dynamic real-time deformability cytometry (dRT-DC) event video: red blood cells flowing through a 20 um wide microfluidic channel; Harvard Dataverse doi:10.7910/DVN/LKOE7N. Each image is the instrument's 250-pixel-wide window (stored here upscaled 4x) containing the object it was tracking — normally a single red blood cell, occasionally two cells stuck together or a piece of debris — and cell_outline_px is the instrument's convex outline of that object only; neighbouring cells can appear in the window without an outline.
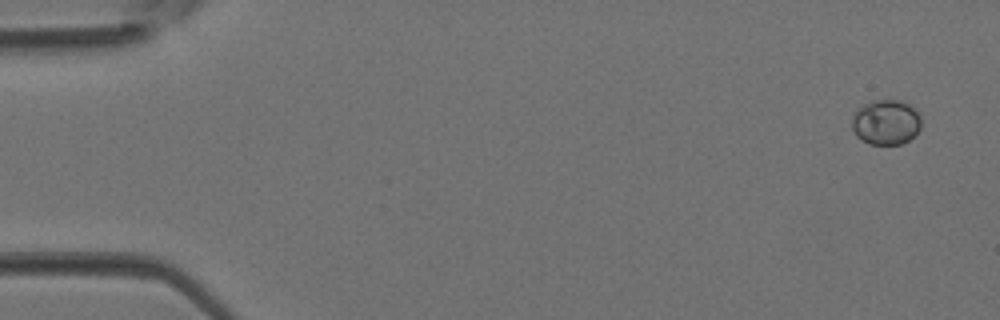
{"species": "Egyptian fruit bat (a non-hibernating species)", "species_latin": "Rousettus aegyptiacus", "temperature_condition": "room temperature", "stored_images_in_passage": 3, "camera_frame_rate_fps": 3000, "um_per_image_px": 0.085, "animal": {"sex": "female"}, "frame": {"image": 1, "passage_image": 1, "time_ms": 0.0, "image_size_px": [1000, 320], "cell_outline_px": [[920, 128], [908, 140], [900, 144], [868, 144], [860, 140], [856, 136], [852, 128], [852, 116], [856, 108], [864, 104], [876, 100], [900, 100], [916, 108], [920, 116]], "centroid_in_image_um": [75.27, 10.38], "position_along_channel_um": 9.7, "area_um2": 18.32}}